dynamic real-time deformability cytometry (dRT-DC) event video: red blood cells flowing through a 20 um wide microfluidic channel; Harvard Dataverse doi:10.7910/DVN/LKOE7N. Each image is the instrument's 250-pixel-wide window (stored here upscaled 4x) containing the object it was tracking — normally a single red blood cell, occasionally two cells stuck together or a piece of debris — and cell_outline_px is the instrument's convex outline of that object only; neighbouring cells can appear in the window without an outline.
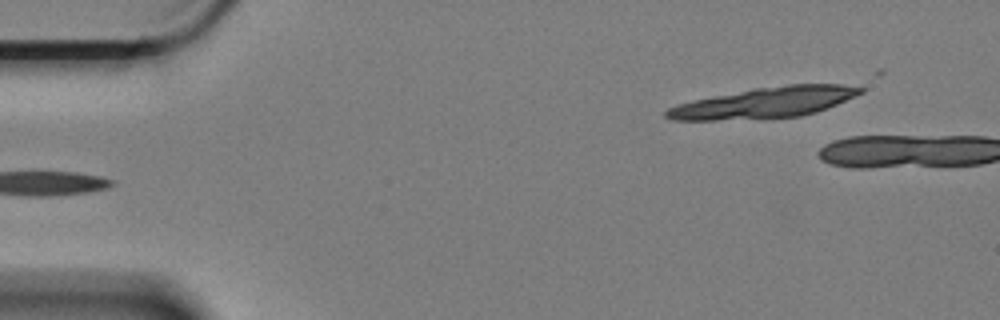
{"species": "Egyptian fruit bat (a non-hibernating species)", "species_latin": "Rousettus aegyptiacus", "temperature_condition": "cold", "stored_images_in_passage": 6, "segment_of_instrument_passage": [2, 2], "camera_frame_rate_fps": 3000, "um_per_image_px": 0.085, "animal": {"sex": "female"}, "frame": {"image": 1, "passage_image": 6, "time_ms": 1.667, "image_size_px": [1000, 320], "cell_outline_px": [[864, 92], [856, 96], [816, 112], [800, 116], [716, 120], [672, 120], [664, 116], [664, 112], [668, 108], [676, 104], [752, 88], [788, 84], [840, 84], [864, 88]], "centroid_in_image_um": [64.99, 8.71], "position_along_channel_um": 20.0, "area_um2": 34.39}}